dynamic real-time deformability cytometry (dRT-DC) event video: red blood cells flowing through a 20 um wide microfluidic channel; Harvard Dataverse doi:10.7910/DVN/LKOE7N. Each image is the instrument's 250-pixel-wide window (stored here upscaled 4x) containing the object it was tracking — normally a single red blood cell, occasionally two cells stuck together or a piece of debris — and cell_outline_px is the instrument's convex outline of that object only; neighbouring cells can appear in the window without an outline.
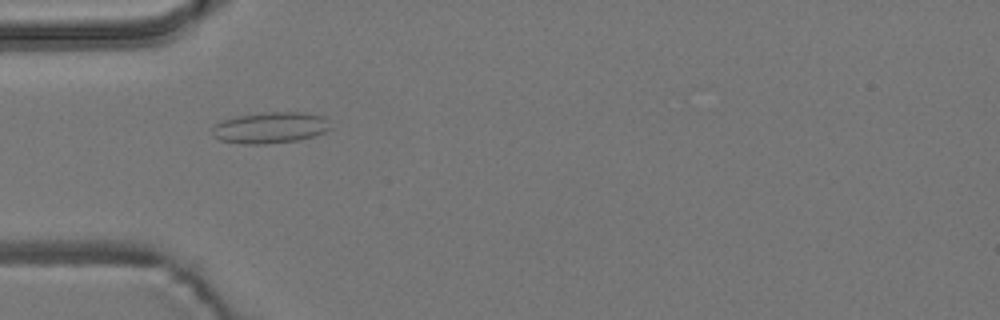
{"species": "common noctule bat (a hibernating species)", "species_latin": "Nyctalus noctula", "temperature_condition": "room temperature", "stored_images_in_passage": 55, "camera_frame_rate_fps": 3000, "um_per_image_px": 0.085, "animal": {"sex": "male", "body_mass_g": 19.2, "forearm_length_mm": 51.8}, "frame": {"image": 1, "passage_image": 17, "time_ms": 5.333, "image_size_px": [1000, 320], "cell_outline_px": [[332, 128], [324, 132], [312, 136], [296, 140], [264, 144], [244, 144], [220, 140], [212, 136], [212, 124], [220, 120], [236, 116], [264, 112], [308, 112], [324, 116]], "centroid_in_image_um": [22.93, 10.84], "position_along_channel_um": 62.1, "area_um2": 21.73}}
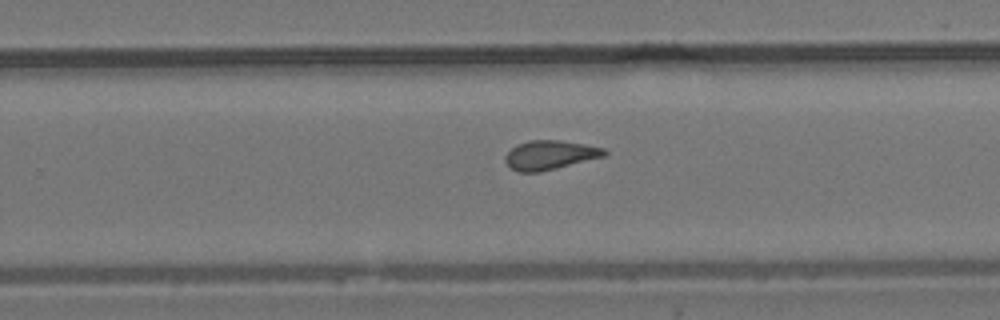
{"frame": {"image": 2, "passage_image": 35, "time_ms": 11.333, "image_size_px": [1000, 320], "cell_outline_px": [[608, 152], [604, 156], [540, 172], [520, 172], [512, 168], [504, 160], [504, 156], [516, 144], [528, 140], [560, 140], [584, 144], [604, 148]], "centroid_in_image_um": [46.72, 13.16], "position_along_channel_um": 283.1, "area_um2": 16.7}}
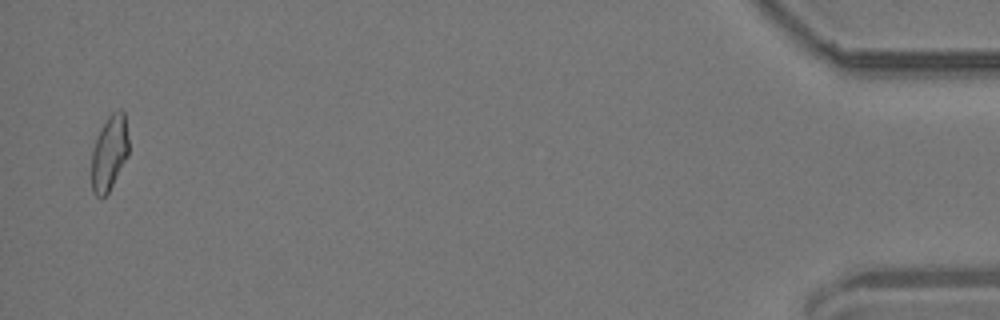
{"frame": {"image": 3, "passage_image": 54, "time_ms": 17.667, "image_size_px": [1000, 320], "cell_outline_px": [[128, 156], [108, 192], [100, 200], [92, 192], [92, 152], [100, 128], [108, 116], [112, 112], [120, 108], [124, 112], [128, 140]], "centroid_in_image_um": [9.29, 13.0], "position_along_channel_um": 425.9, "area_um2": 16.18}, "authors_computed_cell_mechanics": {"area_um2": 16.8776, "velocity_mm_per_s": 3.7122, "shape_relaxation_time_tau1_ms": null, "shape_relaxation_time_tau2_ms": 2.5963, "deformation_change_tau1": null, "deformation_change_tau2": 0.0979}}